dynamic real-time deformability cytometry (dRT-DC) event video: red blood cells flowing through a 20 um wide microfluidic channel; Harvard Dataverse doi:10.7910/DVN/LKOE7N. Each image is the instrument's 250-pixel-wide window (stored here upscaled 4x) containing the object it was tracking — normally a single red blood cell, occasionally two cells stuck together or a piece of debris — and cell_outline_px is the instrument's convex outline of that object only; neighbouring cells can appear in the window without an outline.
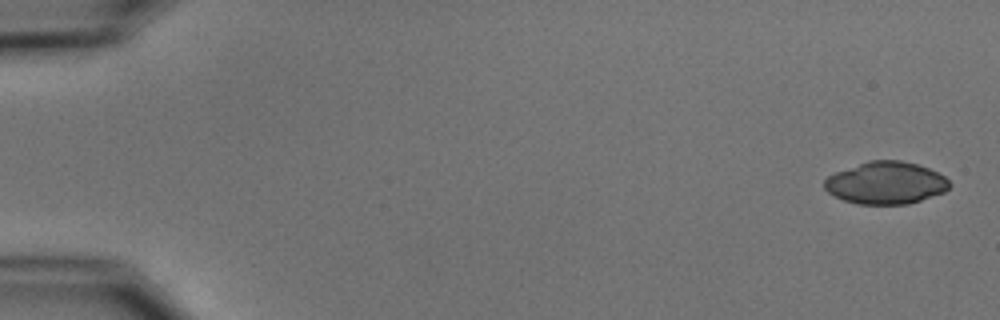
{"species": "common noctule bat (a hibernating species)", "species_latin": "Nyctalus noctula", "temperature_condition": "cold", "stored_images_in_passage": 4, "camera_frame_rate_fps": 3000, "um_per_image_px": 0.085, "animal": {"sex": "male", "body_mass_g": 15.6}, "frame": {"image": 1, "passage_image": 1, "time_ms": 0.0, "image_size_px": [1000, 320], "cell_outline_px": [[952, 184], [944, 192], [908, 204], [856, 204], [844, 200], [828, 192], [824, 188], [824, 180], [828, 176], [836, 172], [868, 160], [900, 160], [916, 164], [928, 168], [944, 176]], "centroid_in_image_um": [75.29, 15.55], "position_along_channel_um": 9.7, "area_um2": 30.69}}